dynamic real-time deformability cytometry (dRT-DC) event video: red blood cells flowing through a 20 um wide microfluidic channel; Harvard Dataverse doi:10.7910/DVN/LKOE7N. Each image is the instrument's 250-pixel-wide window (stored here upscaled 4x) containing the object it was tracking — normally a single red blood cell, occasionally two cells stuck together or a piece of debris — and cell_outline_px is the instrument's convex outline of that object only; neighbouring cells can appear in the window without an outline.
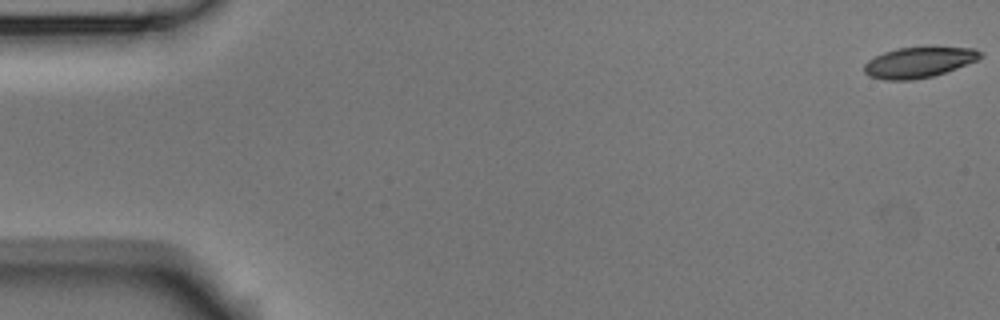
{"species": "Egyptian fruit bat (a non-hibernating species)", "species_latin": "Rousettus aegyptiacus", "temperature_condition": "room temperature", "stored_images_in_passage": 5, "camera_frame_rate_fps": 3000, "um_per_image_px": 0.085, "animal": {"sex": "male"}, "frame": {"image": 1, "passage_image": 1, "time_ms": 0.0, "image_size_px": [1000, 320], "cell_outline_px": [[984, 56], [976, 60], [956, 68], [932, 76], [912, 80], [884, 80], [868, 76], [864, 72], [864, 64], [868, 60], [884, 52], [896, 48], [924, 44], [932, 44], [976, 48]], "centroid_in_image_um": [78.12, 5.23], "position_along_channel_um": 6.9, "area_um2": 21.62}}
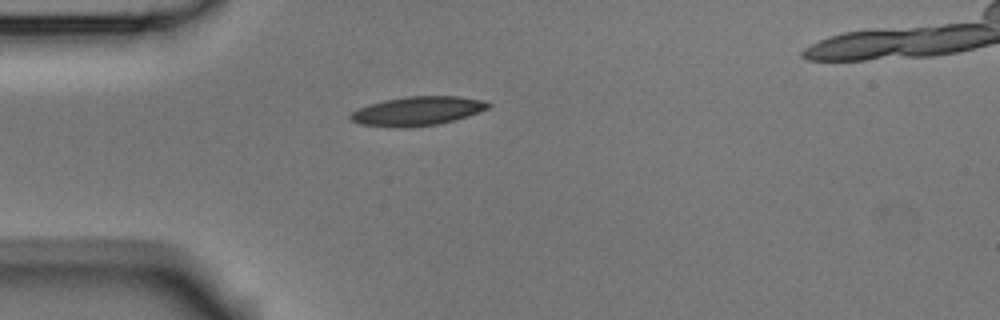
{"frame": {"image": 2, "passage_image": 5, "time_ms": 1.333, "image_size_px": [1000, 320], "cell_outline_px": [[492, 104], [488, 108], [480, 112], [468, 116], [440, 124], [412, 128], [392, 128], [360, 124], [352, 120], [348, 116], [352, 112], [360, 108], [384, 100], [408, 96], [460, 96], [484, 100]], "centroid_in_image_um": [35.52, 9.45], "position_along_channel_um": 49.5, "area_um2": 23.52}}